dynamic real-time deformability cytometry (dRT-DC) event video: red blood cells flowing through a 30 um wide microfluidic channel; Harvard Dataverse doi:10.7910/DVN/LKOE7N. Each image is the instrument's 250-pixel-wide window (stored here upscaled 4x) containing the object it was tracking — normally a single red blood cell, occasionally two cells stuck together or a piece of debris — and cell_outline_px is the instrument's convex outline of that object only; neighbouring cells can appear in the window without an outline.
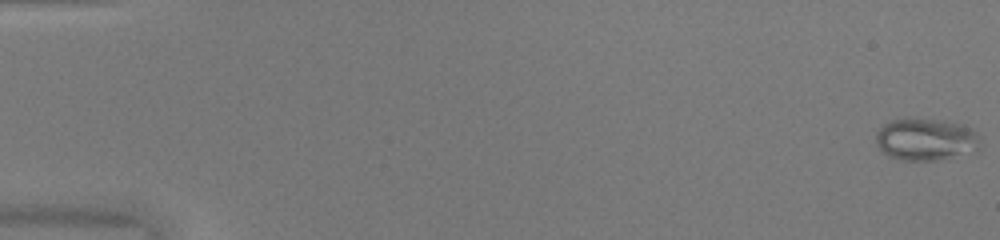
{"species": "common noctule bat (a hibernating species)", "species_latin": "Nyctalus noctula", "temperature_condition": "warm", "stored_images_in_passage": 17, "camera_frame_rate_fps": 3000, "um_per_image_px": 0.085, "animal": {"sex": "female", "body_mass_g": 20.0, "forearm_length_mm": 54.0}, "frame": {"image": 1, "passage_image": 1, "time_ms": 0.0, "image_size_px": [1000, 240], "cell_outline_px": [[980, 148], [936, 160], [904, 160], [888, 156], [880, 152], [876, 144], [876, 132], [884, 124], [892, 120], [908, 116], [912, 116], [944, 120], [960, 124], [972, 128], [976, 132], [980, 140]], "centroid_in_image_um": [78.63, 11.8], "position_along_channel_um": 6.4, "area_um2": 25.95}}